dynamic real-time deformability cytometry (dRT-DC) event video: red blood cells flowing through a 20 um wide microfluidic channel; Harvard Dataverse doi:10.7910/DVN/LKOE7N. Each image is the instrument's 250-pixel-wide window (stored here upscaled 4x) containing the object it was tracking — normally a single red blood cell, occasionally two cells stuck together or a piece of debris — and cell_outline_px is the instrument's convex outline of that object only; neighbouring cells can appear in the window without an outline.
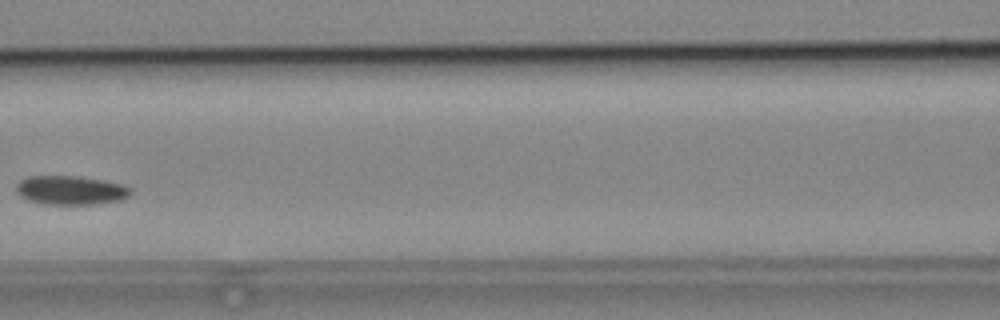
{"species": "common noctule bat (a hibernating species)", "species_latin": "Nyctalus noctula", "temperature_condition": "cold", "stored_images_in_passage": 6, "camera_frame_rate_fps": 3000, "um_per_image_px": 0.085, "animal": {"sex": "male", "body_mass_g": 19.2, "forearm_length_mm": 51.8}, "frame": {"image": 1, "passage_image": 5, "time_ms": 5.667, "image_size_px": [1000, 320], "cell_outline_px": [[132, 192], [128, 196], [120, 200], [96, 204], [44, 204], [28, 200], [20, 196], [16, 192], [16, 184], [20, 180], [28, 176], [76, 176], [104, 180], [124, 184], [132, 188]], "centroid_in_image_um": [6.01, 16.16], "position_along_channel_um": 160.6, "area_um2": 19.48}}
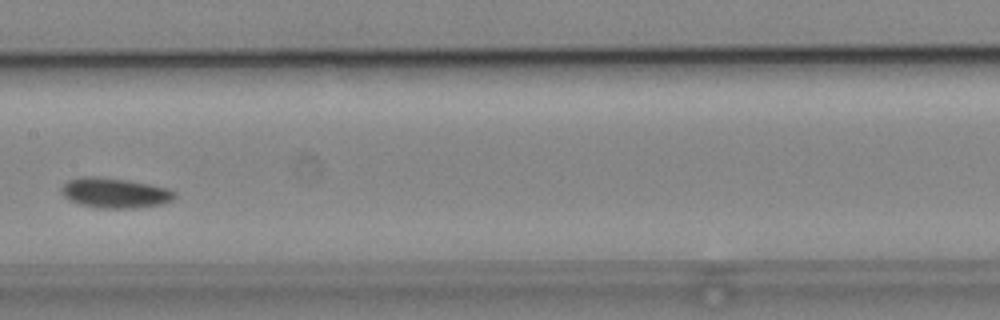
{"frame": {"image": 2, "passage_image": 6, "time_ms": 6.667, "image_size_px": [1000, 320], "cell_outline_px": [[176, 196], [172, 200], [164, 204], [136, 208], [100, 208], [80, 204], [68, 200], [60, 192], [60, 188], [68, 180], [80, 176], [96, 176], [128, 180], [168, 188], [176, 192]], "centroid_in_image_um": [9.75, 16.39], "position_along_channel_um": 197.6, "area_um2": 20.06}}